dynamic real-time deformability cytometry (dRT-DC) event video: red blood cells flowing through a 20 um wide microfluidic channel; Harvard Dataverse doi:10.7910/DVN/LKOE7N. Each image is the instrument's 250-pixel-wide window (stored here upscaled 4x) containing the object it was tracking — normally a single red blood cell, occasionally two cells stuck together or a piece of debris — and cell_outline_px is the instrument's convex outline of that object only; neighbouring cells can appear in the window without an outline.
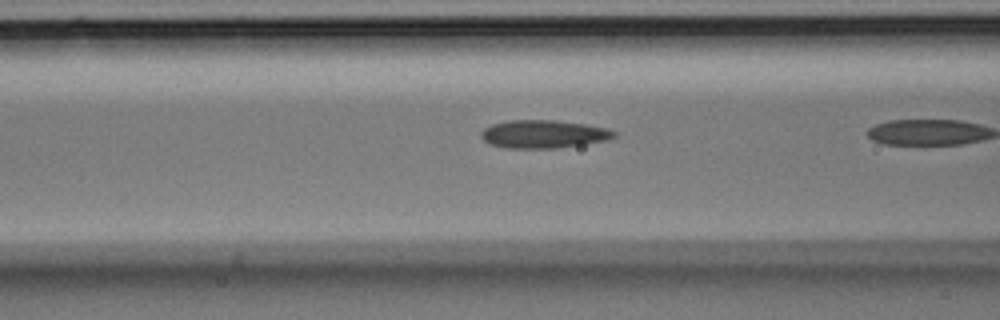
{"species": "Egyptian fruit bat (a non-hibernating species)", "species_latin": "Rousettus aegyptiacus", "temperature_condition": "room temperature", "stored_images_in_passage": 8, "camera_frame_rate_fps": 3000, "um_per_image_px": 0.085, "animal": {"sex": "male"}, "frame": {"image": 1, "passage_image": 7, "time_ms": 2.0, "image_size_px": [1000, 320], "cell_outline_px": [[620, 132], [616, 136], [608, 140], [584, 144], [556, 148], [504, 148], [492, 144], [484, 140], [480, 136], [480, 132], [484, 128], [492, 124], [512, 120], [556, 120], [584, 124], [608, 128]], "centroid_in_image_um": [46.24, 11.39], "position_along_channel_um": 120.4, "area_um2": 21.85}}